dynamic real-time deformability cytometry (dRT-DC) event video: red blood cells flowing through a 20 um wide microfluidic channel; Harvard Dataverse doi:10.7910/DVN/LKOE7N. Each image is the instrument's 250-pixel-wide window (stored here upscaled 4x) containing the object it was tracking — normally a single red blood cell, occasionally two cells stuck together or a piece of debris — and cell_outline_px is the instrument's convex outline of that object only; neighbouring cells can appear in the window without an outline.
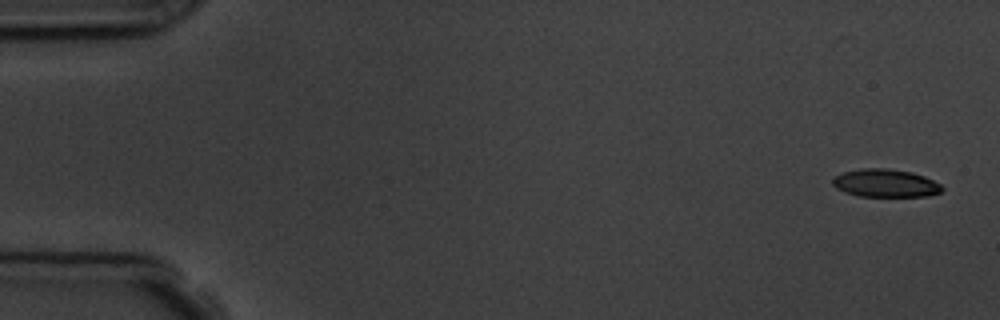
{"species": "common noctule bat (a hibernating species)", "species_latin": "Nyctalus noctula", "temperature_condition": "room temperature", "stored_images_in_passage": 6, "segment_of_instrument_passage": [1, 2], "camera_frame_rate_fps": 3000, "um_per_image_px": 0.085, "animal": {"sex": "male", "body_mass_g": 19.5, "forearm_length_mm": 54.6}, "frame": {"image": 1, "passage_image": 1, "time_ms": 0.0, "image_size_px": [1000, 320], "cell_outline_px": [[944, 188], [940, 192], [928, 196], [860, 196], [844, 192], [836, 188], [832, 184], [832, 180], [836, 176], [844, 172], [860, 168], [888, 168], [912, 172], [924, 176], [940, 184]], "centroid_in_image_um": [75.26, 15.56], "position_along_channel_um": 9.7, "area_um2": 17.8}}
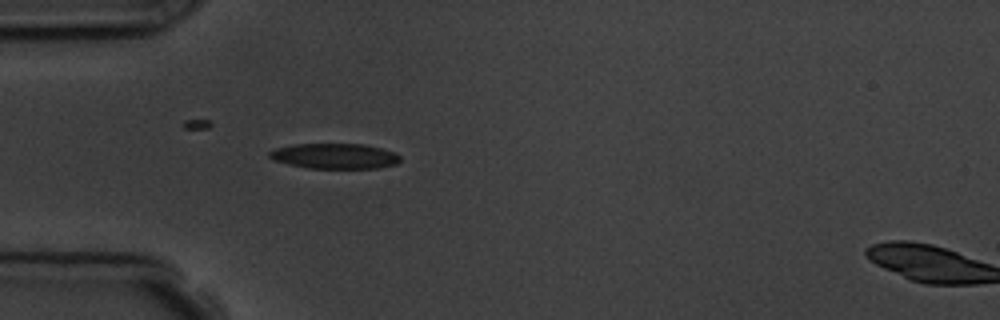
{"frame": {"image": 2, "passage_image": 5, "time_ms": 4.667, "image_size_px": [1000, 320], "cell_outline_px": [[400, 160], [396, 164], [376, 168], [308, 168], [288, 164], [276, 160], [268, 156], [268, 152], [276, 148], [292, 144], [364, 144], [396, 152], [400, 156]], "centroid_in_image_um": [28.46, 13.26], "position_along_channel_um": 56.5, "area_um2": 19.25}}